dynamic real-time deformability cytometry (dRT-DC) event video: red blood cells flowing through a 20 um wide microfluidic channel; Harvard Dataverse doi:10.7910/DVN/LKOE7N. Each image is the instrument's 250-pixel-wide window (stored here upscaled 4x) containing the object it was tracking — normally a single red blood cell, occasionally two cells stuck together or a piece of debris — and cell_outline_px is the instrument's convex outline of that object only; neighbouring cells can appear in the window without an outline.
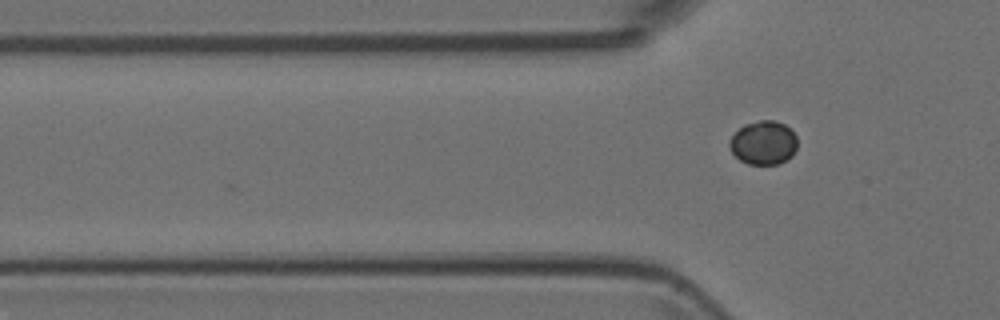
{"species": "Egyptian fruit bat (a non-hibernating species)", "species_latin": "Rousettus aegyptiacus", "temperature_condition": "room temperature", "stored_images_in_passage": 2, "camera_frame_rate_fps": 3000, "um_per_image_px": 0.085, "animal": {"sex": "female"}, "frame": {"image": 1, "passage_image": 2, "time_ms": 0.333, "image_size_px": [1000, 320], "cell_outline_px": [[796, 148], [792, 156], [780, 164], [748, 164], [740, 160], [728, 148], [728, 140], [744, 124], [760, 120], [776, 120], [784, 124], [796, 136]], "centroid_in_image_um": [64.87, 12.14], "position_along_channel_um": 60.9, "area_um2": 17.34}}